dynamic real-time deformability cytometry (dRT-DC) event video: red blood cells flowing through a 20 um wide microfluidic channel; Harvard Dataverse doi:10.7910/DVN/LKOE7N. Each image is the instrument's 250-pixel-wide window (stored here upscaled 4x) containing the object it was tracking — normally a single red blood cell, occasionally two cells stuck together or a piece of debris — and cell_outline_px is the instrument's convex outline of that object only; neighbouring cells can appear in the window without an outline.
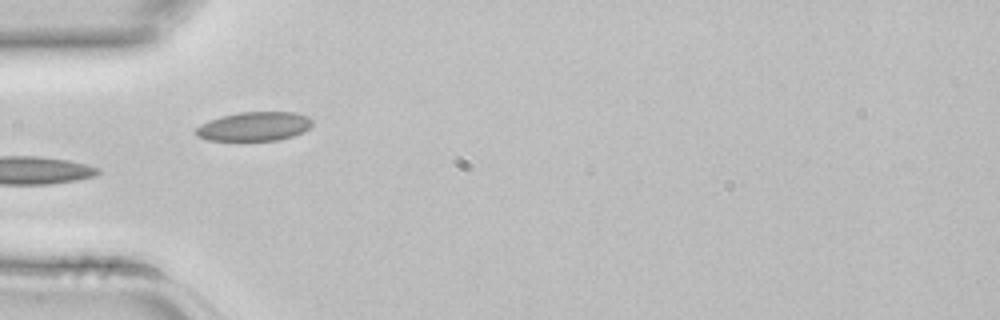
{"species": "common noctule bat (a hibernating species)", "species_latin": "Nyctalus noctula", "temperature_condition": "room temperature", "stored_images_in_passage": 4, "camera_frame_rate_fps": 3000, "um_per_image_px": 0.085, "animal": {"sex": "female", "body_mass_g": 22.7, "forearm_length_mm": 54.2}, "frame": {"image": 1, "passage_image": 4, "time_ms": 1.0, "image_size_px": [1000, 320], "cell_outline_px": [[312, 124], [304, 132], [292, 136], [276, 140], [208, 140], [196, 136], [196, 128], [200, 124], [208, 120], [220, 116], [240, 112], [296, 112], [308, 116], [312, 120]], "centroid_in_image_um": [21.6, 10.73], "position_along_channel_um": 63.4, "area_um2": 19.71}}